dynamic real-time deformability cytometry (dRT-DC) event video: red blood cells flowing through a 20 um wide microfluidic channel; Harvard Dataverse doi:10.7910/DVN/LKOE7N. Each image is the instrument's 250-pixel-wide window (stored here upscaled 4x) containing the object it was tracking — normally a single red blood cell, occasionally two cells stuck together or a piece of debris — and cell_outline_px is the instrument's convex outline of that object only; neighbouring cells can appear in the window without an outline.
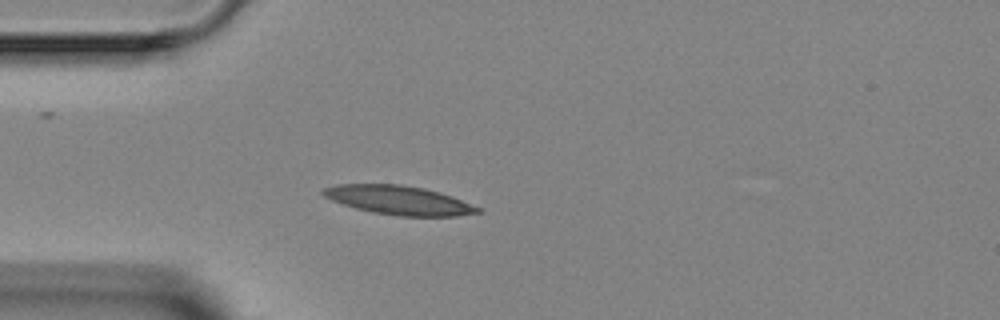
{"species": "Egyptian fruit bat (a non-hibernating species)", "species_latin": "Rousettus aegyptiacus", "temperature_condition": "room temperature", "stored_images_in_passage": 3, "camera_frame_rate_fps": 3000, "um_per_image_px": 0.085, "animal": {"sex": "female"}, "frame": {"image": 1, "passage_image": 3, "time_ms": 3.333, "image_size_px": [1000, 320], "cell_outline_px": [[480, 212], [456, 216], [400, 216], [372, 212], [356, 208], [332, 200], [324, 196], [320, 192], [324, 188], [336, 184], [400, 184], [424, 188], [440, 192], [452, 196], [480, 208]], "centroid_in_image_um": [33.88, 17.01], "position_along_channel_um": 51.1, "area_um2": 25.89}}